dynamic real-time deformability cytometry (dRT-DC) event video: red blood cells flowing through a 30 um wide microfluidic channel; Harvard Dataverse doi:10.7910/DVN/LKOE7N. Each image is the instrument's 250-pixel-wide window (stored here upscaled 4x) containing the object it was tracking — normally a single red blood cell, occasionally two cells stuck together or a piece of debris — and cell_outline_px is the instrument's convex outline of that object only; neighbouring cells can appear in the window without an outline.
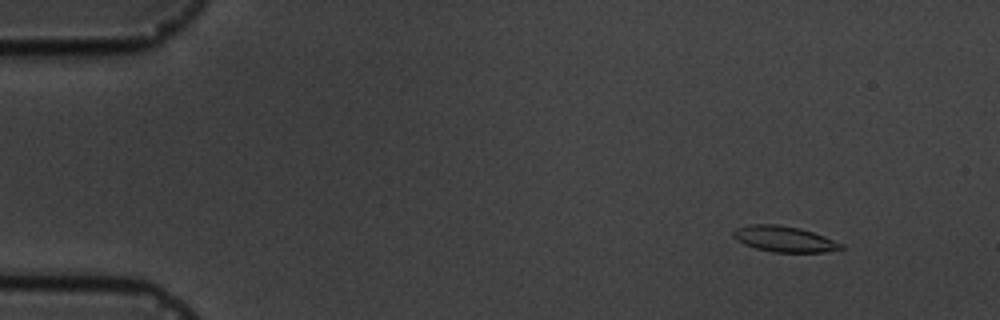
{"species": "common noctule bat (a hibernating species)", "species_latin": "Nyctalus noctula", "temperature_condition": "cold", "stored_images_in_passage": 6, "camera_frame_rate_fps": 3000, "um_per_image_px": 0.085, "animal": {"sex": "male", "body_mass_g": 19.5, "forearm_length_mm": 54.6}, "frame": {"image": 1, "passage_image": 2, "time_ms": 1.0, "image_size_px": [1000, 320], "cell_outline_px": [[844, 248], [824, 252], [772, 252], [756, 248], [744, 244], [736, 240], [732, 236], [732, 232], [736, 228], [748, 224], [776, 224], [800, 228], [824, 236], [844, 244]], "centroid_in_image_um": [66.63, 20.31], "position_along_channel_um": 18.4, "area_um2": 16.24}}